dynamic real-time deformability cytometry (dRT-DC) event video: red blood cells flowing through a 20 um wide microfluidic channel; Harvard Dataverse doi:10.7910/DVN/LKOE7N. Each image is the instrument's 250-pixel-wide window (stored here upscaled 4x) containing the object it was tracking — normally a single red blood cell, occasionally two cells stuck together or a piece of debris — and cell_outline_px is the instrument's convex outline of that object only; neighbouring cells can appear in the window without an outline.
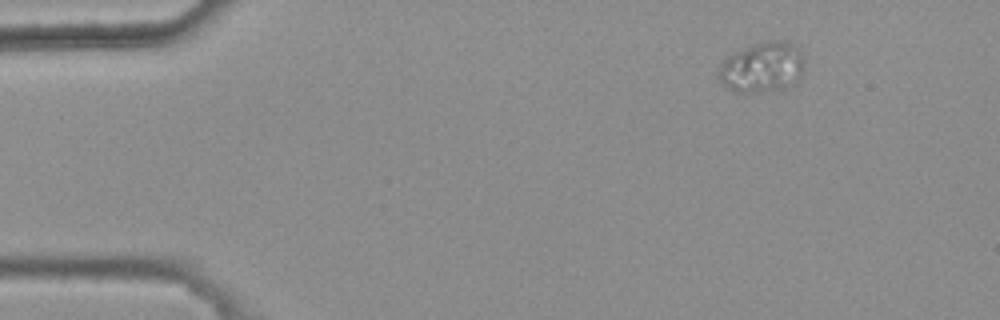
{"species": "common noctule bat (a hibernating species)", "species_latin": "Nyctalus noctula", "temperature_condition": "warm", "stored_images_in_passage": 4, "camera_frame_rate_fps": 3000, "um_per_image_px": 0.085, "animal": {"sex": "female", "body_mass_g": 25.1}, "frame": {"image": 1, "passage_image": 1, "time_ms": 0.0, "image_size_px": [1000, 320], "cell_outline_px": [[804, 68], [800, 76], [780, 88], [752, 92], [732, 92], [716, 76], [716, 72], [720, 64], [732, 52], [768, 40], [784, 40], [792, 44], [800, 52], [804, 60]], "centroid_in_image_um": [64.72, 5.69], "position_along_channel_um": 20.3, "area_um2": 24.74}}
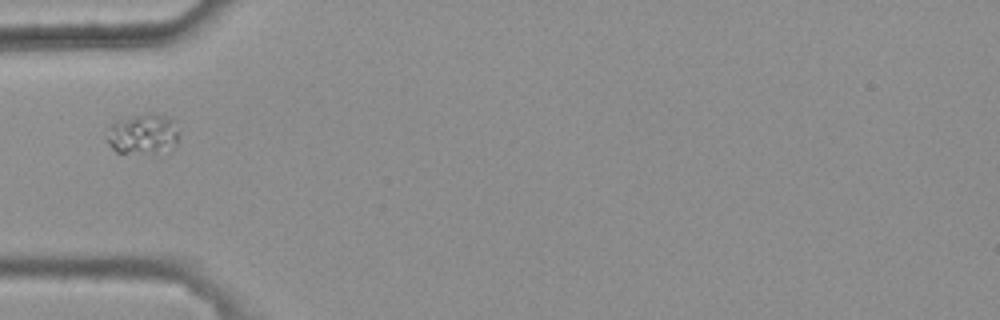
{"frame": {"image": 2, "passage_image": 4, "time_ms": 1.0, "image_size_px": [1000, 320], "cell_outline_px": [[180, 128], [176, 144], [172, 152], [116, 152], [108, 144], [104, 136], [108, 124], [116, 120], [148, 112], [168, 116]], "centroid_in_image_um": [12.14, 11.37], "position_along_channel_um": 72.9, "area_um2": 17.63}}